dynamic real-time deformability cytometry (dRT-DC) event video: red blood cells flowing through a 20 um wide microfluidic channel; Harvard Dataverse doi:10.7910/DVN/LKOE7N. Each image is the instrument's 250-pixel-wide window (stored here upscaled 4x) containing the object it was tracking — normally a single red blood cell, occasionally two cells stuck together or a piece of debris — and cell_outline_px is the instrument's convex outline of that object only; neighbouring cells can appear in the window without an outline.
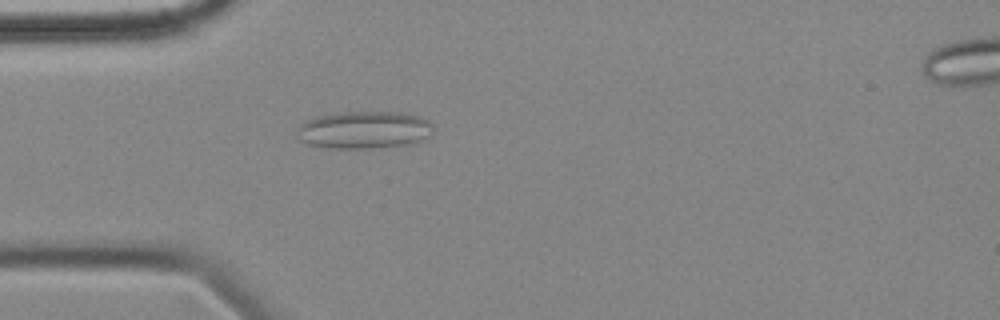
{"species": "common noctule bat (a hibernating species)", "species_latin": "Nyctalus noctula", "temperature_condition": "cold", "stored_images_in_passage": 56, "camera_frame_rate_fps": 3000, "um_per_image_px": 0.085, "animal": {"sex": "female", "body_mass_g": 18.4}, "frame": {"image": 1, "passage_image": 15, "time_ms": 4.667, "image_size_px": [1000, 320], "cell_outline_px": [[432, 132], [428, 136], [420, 140], [408, 144], [372, 148], [332, 148], [308, 144], [300, 140], [296, 136], [296, 132], [300, 124], [316, 116], [344, 112], [400, 112], [416, 116], [428, 120], [432, 124]], "centroid_in_image_um": [30.91, 11.04], "position_along_channel_um": 54.1, "area_um2": 29.54}}
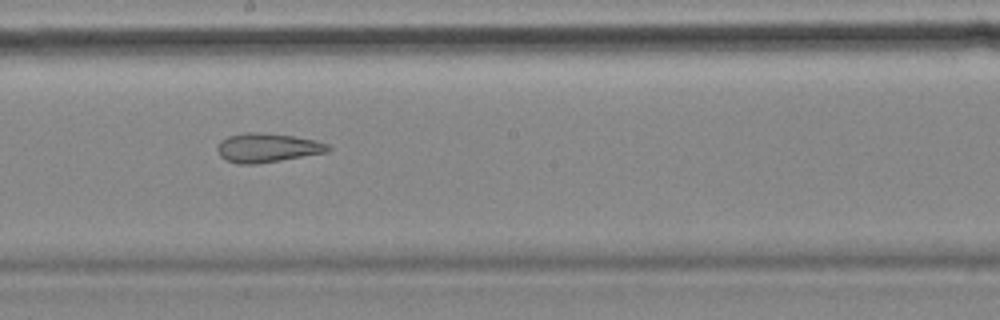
{"frame": {"image": 2, "passage_image": 30, "time_ms": 9.667, "image_size_px": [1000, 320], "cell_outline_px": [[332, 148], [328, 152], [256, 164], [236, 164], [220, 156], [216, 148], [220, 140], [228, 136], [244, 132], [256, 132], [292, 136], [316, 140], [328, 144]], "centroid_in_image_um": [22.71, 12.56], "position_along_channel_um": 225.5, "area_um2": 18.73}}
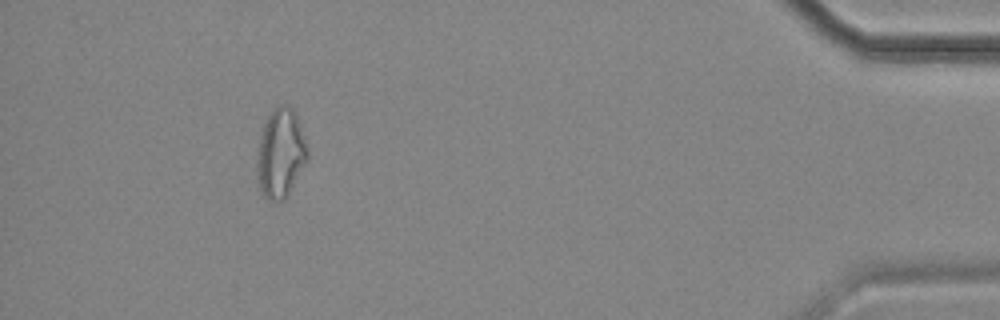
{"frame": {"image": 3, "passage_image": 51, "time_ms": 16.667, "image_size_px": [1000, 320], "cell_outline_px": [[308, 160], [284, 200], [268, 200], [264, 196], [260, 188], [256, 176], [256, 160], [260, 140], [264, 124], [272, 108], [280, 104], [288, 104], [292, 108], [296, 116], [304, 136], [308, 152]], "centroid_in_image_um": [23.84, 13.02], "position_along_channel_um": 411.4, "area_um2": 26.13}, "authors_computed_cell_mechanics": {"area_um2": 24.0448, "velocity_mm_per_s": 3.5286, "shape_relaxation_time_tau1_ms": null, "shape_relaxation_time_tau2_ms": 3.5974, "deformation_change_tau1": null, "deformation_change_tau2": 0.1308}}